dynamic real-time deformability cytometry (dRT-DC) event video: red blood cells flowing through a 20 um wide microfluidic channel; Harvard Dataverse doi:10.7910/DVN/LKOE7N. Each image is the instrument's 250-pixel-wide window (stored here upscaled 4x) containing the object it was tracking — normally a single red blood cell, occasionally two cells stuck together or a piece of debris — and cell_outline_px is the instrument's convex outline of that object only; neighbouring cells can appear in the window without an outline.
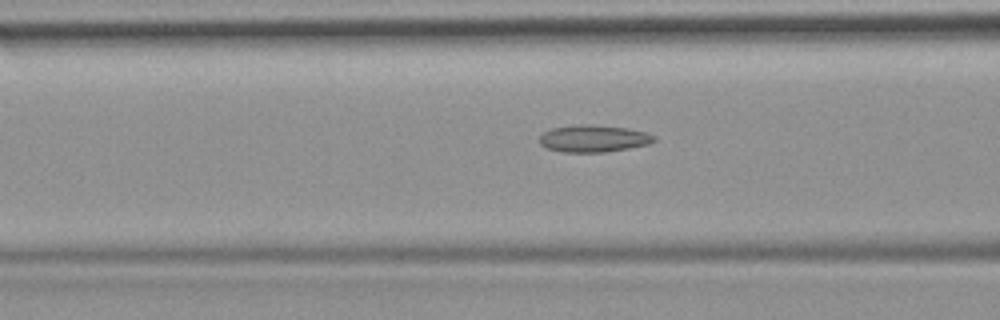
{"species": "common noctule bat (a hibernating species)", "species_latin": "Nyctalus noctula", "temperature_condition": "room temperature", "stored_images_in_passage": 51, "camera_frame_rate_fps": 3000, "um_per_image_px": 0.085, "animal": {"sex": "female", "body_mass_g": 19.9}, "frame": {"image": 1, "passage_image": 20, "time_ms": 6.333, "image_size_px": [1000, 320], "cell_outline_px": [[656, 140], [648, 144], [628, 148], [604, 152], [560, 152], [548, 148], [540, 144], [540, 136], [544, 132], [552, 128], [580, 124], [592, 124], [628, 128], [644, 132], [656, 136]], "centroid_in_image_um": [50.45, 11.77], "position_along_channel_um": 116.2, "area_um2": 18.03}}
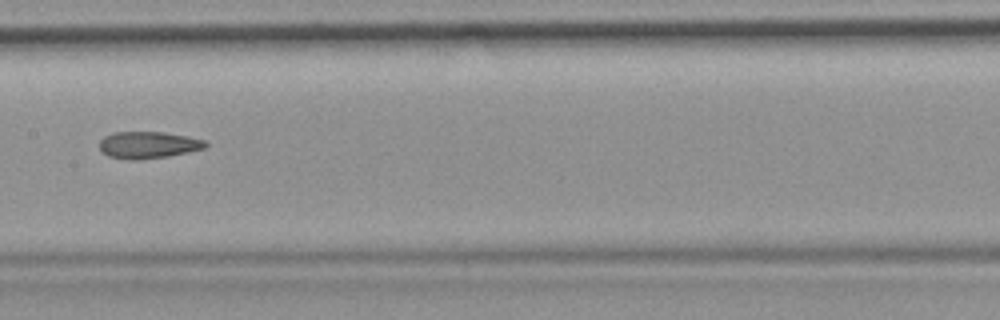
{"frame": {"image": 2, "passage_image": 26, "time_ms": 8.333, "image_size_px": [1000, 320], "cell_outline_px": [[208, 144], [204, 148], [188, 152], [168, 156], [136, 160], [132, 160], [108, 156], [100, 152], [100, 140], [104, 136], [112, 132], [164, 132], [188, 136], [204, 140]], "centroid_in_image_um": [12.57, 12.31], "position_along_channel_um": 194.8, "area_um2": 16.65}}
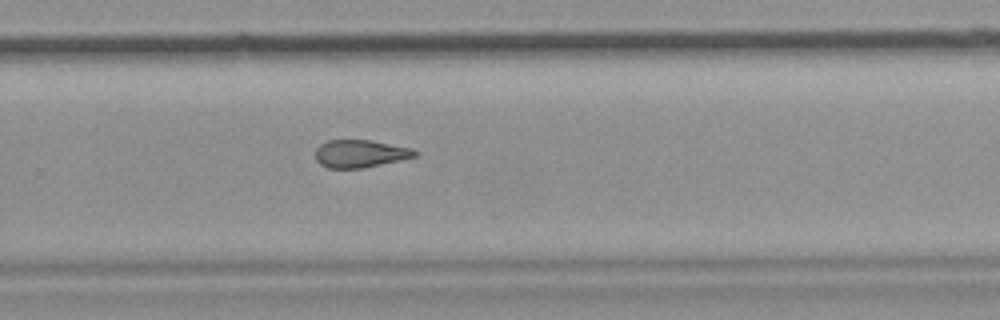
{"frame": {"image": 3, "passage_image": 34, "time_ms": 11.0, "image_size_px": [1000, 320], "cell_outline_px": [[420, 152], [416, 156], [400, 160], [364, 168], [328, 168], [320, 164], [316, 160], [316, 148], [320, 144], [328, 140], [372, 140], [412, 148]], "centroid_in_image_um": [30.63, 13.05], "position_along_channel_um": 299.2, "area_um2": 16.13}, "authors_computed_cell_mechanics": {"area_um2": 17.2822, "velocity_mm_per_s": 3.9303, "shape_relaxation_time_tau1_ms": null, "shape_relaxation_time_tau2_ms": 3.9465, "deformation_change_tau1": null, "deformation_change_tau2": 0.1227}}